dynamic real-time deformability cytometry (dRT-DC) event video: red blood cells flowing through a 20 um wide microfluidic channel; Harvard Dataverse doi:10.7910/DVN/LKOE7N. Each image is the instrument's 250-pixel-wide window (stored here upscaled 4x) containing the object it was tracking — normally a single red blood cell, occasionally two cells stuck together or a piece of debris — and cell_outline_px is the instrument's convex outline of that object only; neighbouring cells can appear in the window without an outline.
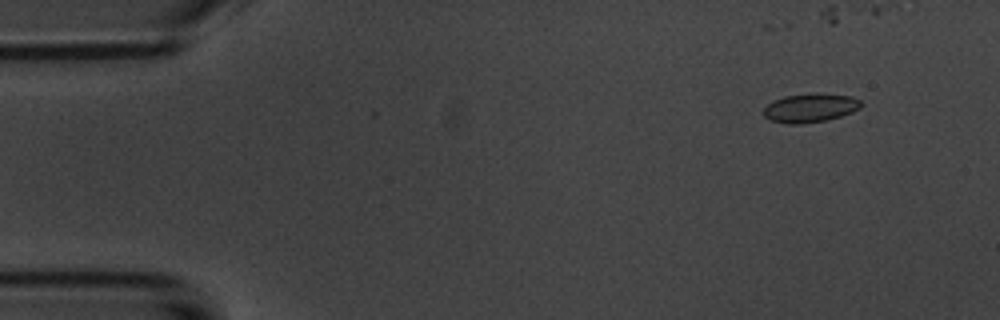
{"species": "common noctule bat (a hibernating species)", "species_latin": "Nyctalus noctula", "temperature_condition": "room temperature", "stored_images_in_passage": 7, "camera_frame_rate_fps": 3000, "um_per_image_px": 0.085, "animal": {"sex": "male", "body_mass_g": 20.1, "forearm_length_mm": 53.5}, "frame": {"image": 1, "passage_image": 1, "time_ms": 0.0, "image_size_px": [1000, 320], "cell_outline_px": [[864, 104], [860, 108], [852, 112], [828, 120], [796, 124], [788, 124], [772, 120], [764, 116], [764, 108], [768, 104], [784, 96], [816, 92], [852, 96], [860, 100]], "centroid_in_image_um": [68.92, 9.15], "position_along_channel_um": 16.1, "area_um2": 16.42}}
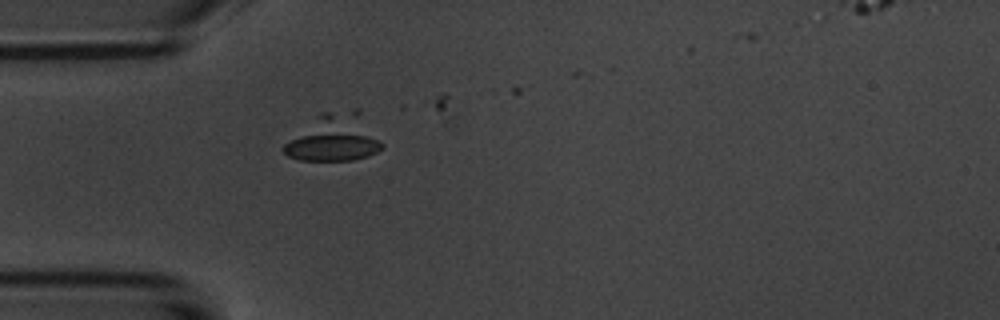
{"frame": {"image": 2, "passage_image": 4, "time_ms": 3.667, "image_size_px": [1000, 320], "cell_outline_px": [[384, 148], [368, 156], [352, 160], [300, 160], [288, 156], [280, 148], [284, 144], [320, 112], [332, 112], [380, 140], [384, 144]], "centroid_in_image_um": [28.15, 11.94], "position_along_channel_um": 56.9, "area_um2": 23.41}}